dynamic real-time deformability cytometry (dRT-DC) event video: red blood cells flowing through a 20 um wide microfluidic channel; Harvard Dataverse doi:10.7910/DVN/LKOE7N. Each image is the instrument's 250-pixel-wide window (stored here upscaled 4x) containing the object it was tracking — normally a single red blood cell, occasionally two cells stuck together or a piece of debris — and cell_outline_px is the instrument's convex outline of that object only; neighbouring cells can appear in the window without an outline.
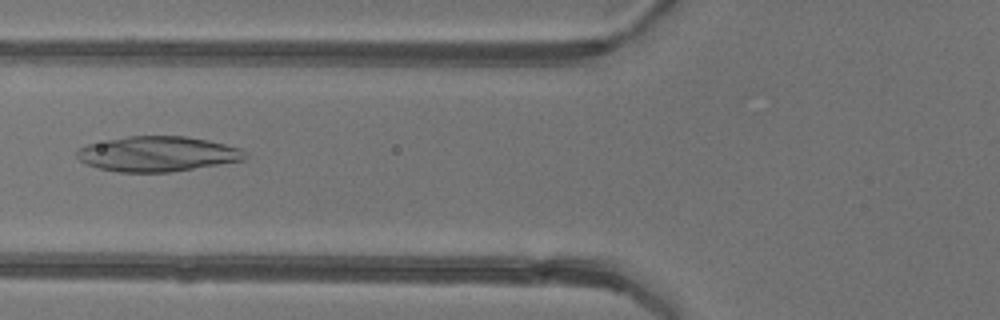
{"species": "common noctule bat (a hibernating species)", "species_latin": "Nyctalus noctula", "temperature_condition": "warm", "stored_images_in_passage": 5, "camera_frame_rate_fps": 3000, "um_per_image_px": 0.085, "animal": {"sex": "female"}, "frame": {"image": 1, "passage_image": 5, "time_ms": 5.667, "image_size_px": [1000, 320], "cell_outline_px": [[248, 156], [244, 160], [168, 172], [120, 172], [100, 168], [84, 164], [76, 156], [76, 152], [80, 148], [88, 144], [128, 136], [184, 136], [208, 140], [240, 148], [248, 152]], "centroid_in_image_um": [13.4, 13.08], "position_along_channel_um": 112.4, "area_um2": 34.22}}